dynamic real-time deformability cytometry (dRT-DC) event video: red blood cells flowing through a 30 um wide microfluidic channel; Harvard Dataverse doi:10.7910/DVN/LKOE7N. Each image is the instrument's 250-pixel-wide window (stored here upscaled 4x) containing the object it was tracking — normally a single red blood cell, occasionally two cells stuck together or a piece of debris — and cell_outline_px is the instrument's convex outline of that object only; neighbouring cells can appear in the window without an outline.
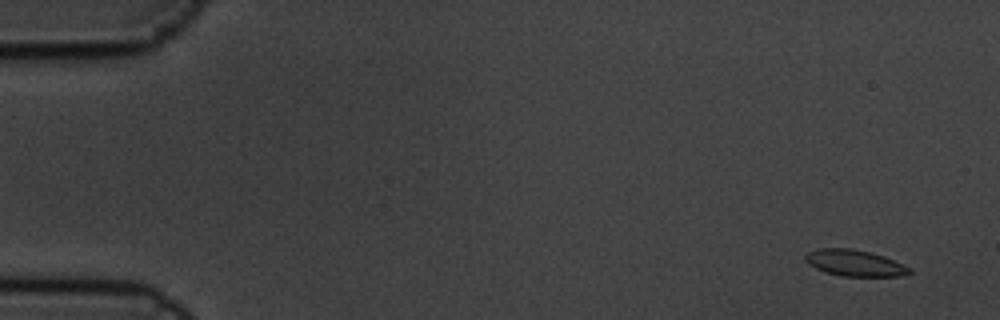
{"species": "common noctule bat (a hibernating species)", "species_latin": "Nyctalus noctula", "temperature_condition": "cold", "stored_images_in_passage": 12, "camera_frame_rate_fps": 3000, "um_per_image_px": 0.085, "animal": {"sex": "male", "body_mass_g": 19.5, "forearm_length_mm": 54.6}, "frame": {"image": 1, "passage_image": 1, "time_ms": 0.0, "image_size_px": [1000, 320], "cell_outline_px": [[912, 272], [900, 276], [840, 276], [824, 272], [808, 264], [804, 260], [804, 256], [808, 252], [820, 248], [852, 248], [884, 256], [912, 268]], "centroid_in_image_um": [72.63, 22.36], "position_along_channel_um": 12.4, "area_um2": 16.01}}
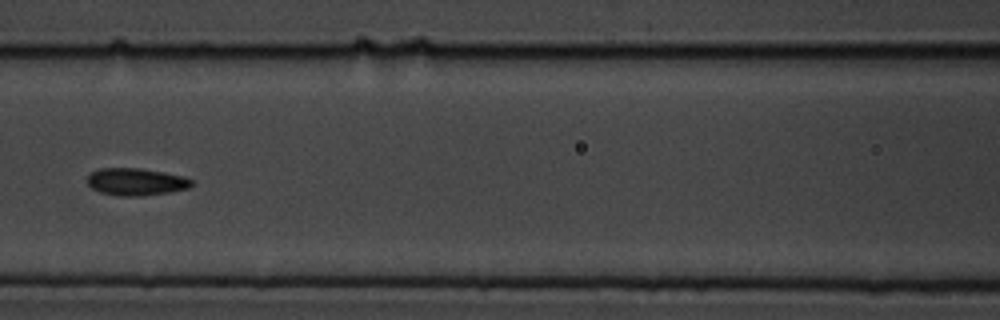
{"frame": {"image": 2, "passage_image": 7, "time_ms": 2.0, "image_size_px": [1000, 320], "cell_outline_px": [[192, 184], [188, 188], [168, 192], [140, 196], [116, 196], [100, 192], [92, 188], [88, 184], [88, 176], [92, 172], [100, 168], [140, 168], [164, 172], [184, 176], [192, 180]], "centroid_in_image_um": [11.55, 15.45], "position_along_channel_um": 155.0, "area_um2": 16.53}}
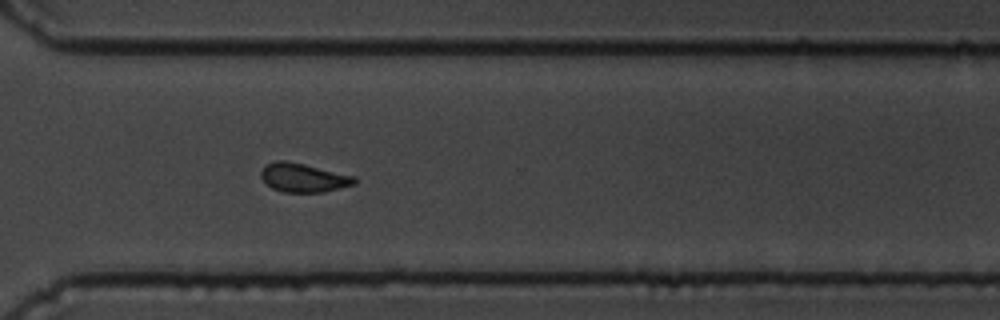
{"frame": {"image": 3, "passage_image": 12, "time_ms": 3.667, "image_size_px": [1000, 320], "cell_outline_px": [[356, 184], [324, 192], [284, 192], [272, 188], [260, 176], [260, 172], [264, 164], [276, 160], [284, 160], [304, 164], [356, 176]], "centroid_in_image_um": [25.79, 15.09], "position_along_channel_um": 344.8, "area_um2": 15.78}}